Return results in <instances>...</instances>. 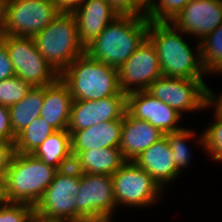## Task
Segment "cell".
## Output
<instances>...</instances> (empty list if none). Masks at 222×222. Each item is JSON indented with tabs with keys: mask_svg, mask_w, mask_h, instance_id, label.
I'll return each instance as SVG.
<instances>
[{
	"mask_svg": "<svg viewBox=\"0 0 222 222\" xmlns=\"http://www.w3.org/2000/svg\"><path fill=\"white\" fill-rule=\"evenodd\" d=\"M186 35L170 22L149 23L147 38L157 51L162 76L185 79L207 78L201 61L200 42L194 43L196 48L193 50L191 44L185 40Z\"/></svg>",
	"mask_w": 222,
	"mask_h": 222,
	"instance_id": "obj_1",
	"label": "cell"
},
{
	"mask_svg": "<svg viewBox=\"0 0 222 222\" xmlns=\"http://www.w3.org/2000/svg\"><path fill=\"white\" fill-rule=\"evenodd\" d=\"M146 16L119 15L85 48L99 62L118 69L147 38Z\"/></svg>",
	"mask_w": 222,
	"mask_h": 222,
	"instance_id": "obj_2",
	"label": "cell"
},
{
	"mask_svg": "<svg viewBox=\"0 0 222 222\" xmlns=\"http://www.w3.org/2000/svg\"><path fill=\"white\" fill-rule=\"evenodd\" d=\"M57 171L33 154L15 152L4 178L6 202L35 207Z\"/></svg>",
	"mask_w": 222,
	"mask_h": 222,
	"instance_id": "obj_3",
	"label": "cell"
},
{
	"mask_svg": "<svg viewBox=\"0 0 222 222\" xmlns=\"http://www.w3.org/2000/svg\"><path fill=\"white\" fill-rule=\"evenodd\" d=\"M60 79L69 87L73 101L100 100L121 91L118 69L92 59L86 52L68 66Z\"/></svg>",
	"mask_w": 222,
	"mask_h": 222,
	"instance_id": "obj_4",
	"label": "cell"
},
{
	"mask_svg": "<svg viewBox=\"0 0 222 222\" xmlns=\"http://www.w3.org/2000/svg\"><path fill=\"white\" fill-rule=\"evenodd\" d=\"M33 40L37 50L59 75L85 53L72 13H60L45 29L35 34Z\"/></svg>",
	"mask_w": 222,
	"mask_h": 222,
	"instance_id": "obj_5",
	"label": "cell"
},
{
	"mask_svg": "<svg viewBox=\"0 0 222 222\" xmlns=\"http://www.w3.org/2000/svg\"><path fill=\"white\" fill-rule=\"evenodd\" d=\"M76 222H112L117 209L112 177L80 173L76 196Z\"/></svg>",
	"mask_w": 222,
	"mask_h": 222,
	"instance_id": "obj_6",
	"label": "cell"
},
{
	"mask_svg": "<svg viewBox=\"0 0 222 222\" xmlns=\"http://www.w3.org/2000/svg\"><path fill=\"white\" fill-rule=\"evenodd\" d=\"M111 177L117 207L147 209L158 204L165 191L134 161H126Z\"/></svg>",
	"mask_w": 222,
	"mask_h": 222,
	"instance_id": "obj_7",
	"label": "cell"
},
{
	"mask_svg": "<svg viewBox=\"0 0 222 222\" xmlns=\"http://www.w3.org/2000/svg\"><path fill=\"white\" fill-rule=\"evenodd\" d=\"M205 80L161 76L147 91L184 116L187 112L206 110L212 90Z\"/></svg>",
	"mask_w": 222,
	"mask_h": 222,
	"instance_id": "obj_8",
	"label": "cell"
},
{
	"mask_svg": "<svg viewBox=\"0 0 222 222\" xmlns=\"http://www.w3.org/2000/svg\"><path fill=\"white\" fill-rule=\"evenodd\" d=\"M80 189V172L73 166L58 170L35 208L44 219L76 222V196Z\"/></svg>",
	"mask_w": 222,
	"mask_h": 222,
	"instance_id": "obj_9",
	"label": "cell"
},
{
	"mask_svg": "<svg viewBox=\"0 0 222 222\" xmlns=\"http://www.w3.org/2000/svg\"><path fill=\"white\" fill-rule=\"evenodd\" d=\"M8 51L15 76L33 86H48L60 75L37 50L33 37L4 34L0 37Z\"/></svg>",
	"mask_w": 222,
	"mask_h": 222,
	"instance_id": "obj_10",
	"label": "cell"
},
{
	"mask_svg": "<svg viewBox=\"0 0 222 222\" xmlns=\"http://www.w3.org/2000/svg\"><path fill=\"white\" fill-rule=\"evenodd\" d=\"M59 14L51 0H8L5 34L33 37Z\"/></svg>",
	"mask_w": 222,
	"mask_h": 222,
	"instance_id": "obj_11",
	"label": "cell"
},
{
	"mask_svg": "<svg viewBox=\"0 0 222 222\" xmlns=\"http://www.w3.org/2000/svg\"><path fill=\"white\" fill-rule=\"evenodd\" d=\"M161 76L157 51L148 38L118 68L119 88L126 95L148 90L151 83Z\"/></svg>",
	"mask_w": 222,
	"mask_h": 222,
	"instance_id": "obj_12",
	"label": "cell"
},
{
	"mask_svg": "<svg viewBox=\"0 0 222 222\" xmlns=\"http://www.w3.org/2000/svg\"><path fill=\"white\" fill-rule=\"evenodd\" d=\"M127 111V95H117L100 100H75L72 103L67 130H82L95 124L122 119Z\"/></svg>",
	"mask_w": 222,
	"mask_h": 222,
	"instance_id": "obj_13",
	"label": "cell"
},
{
	"mask_svg": "<svg viewBox=\"0 0 222 222\" xmlns=\"http://www.w3.org/2000/svg\"><path fill=\"white\" fill-rule=\"evenodd\" d=\"M127 112L135 119L149 122L164 134L184 128L179 125L183 116L147 90L127 94Z\"/></svg>",
	"mask_w": 222,
	"mask_h": 222,
	"instance_id": "obj_14",
	"label": "cell"
},
{
	"mask_svg": "<svg viewBox=\"0 0 222 222\" xmlns=\"http://www.w3.org/2000/svg\"><path fill=\"white\" fill-rule=\"evenodd\" d=\"M170 23L200 41L222 24V2L191 0Z\"/></svg>",
	"mask_w": 222,
	"mask_h": 222,
	"instance_id": "obj_15",
	"label": "cell"
},
{
	"mask_svg": "<svg viewBox=\"0 0 222 222\" xmlns=\"http://www.w3.org/2000/svg\"><path fill=\"white\" fill-rule=\"evenodd\" d=\"M72 14L76 19L79 40L84 48L119 16L107 0H83Z\"/></svg>",
	"mask_w": 222,
	"mask_h": 222,
	"instance_id": "obj_16",
	"label": "cell"
},
{
	"mask_svg": "<svg viewBox=\"0 0 222 222\" xmlns=\"http://www.w3.org/2000/svg\"><path fill=\"white\" fill-rule=\"evenodd\" d=\"M163 137L164 133L149 122L135 119L127 111L124 113L119 149L126 161L136 160Z\"/></svg>",
	"mask_w": 222,
	"mask_h": 222,
	"instance_id": "obj_17",
	"label": "cell"
},
{
	"mask_svg": "<svg viewBox=\"0 0 222 222\" xmlns=\"http://www.w3.org/2000/svg\"><path fill=\"white\" fill-rule=\"evenodd\" d=\"M134 162L149 173L163 190L181 176L165 136L144 150Z\"/></svg>",
	"mask_w": 222,
	"mask_h": 222,
	"instance_id": "obj_18",
	"label": "cell"
},
{
	"mask_svg": "<svg viewBox=\"0 0 222 222\" xmlns=\"http://www.w3.org/2000/svg\"><path fill=\"white\" fill-rule=\"evenodd\" d=\"M123 118L95 124L91 127L73 131L71 151L73 159L81 152L89 149L119 147Z\"/></svg>",
	"mask_w": 222,
	"mask_h": 222,
	"instance_id": "obj_19",
	"label": "cell"
},
{
	"mask_svg": "<svg viewBox=\"0 0 222 222\" xmlns=\"http://www.w3.org/2000/svg\"><path fill=\"white\" fill-rule=\"evenodd\" d=\"M72 103L69 87L59 78L55 83L45 86L40 117L56 131L65 130L68 127Z\"/></svg>",
	"mask_w": 222,
	"mask_h": 222,
	"instance_id": "obj_20",
	"label": "cell"
},
{
	"mask_svg": "<svg viewBox=\"0 0 222 222\" xmlns=\"http://www.w3.org/2000/svg\"><path fill=\"white\" fill-rule=\"evenodd\" d=\"M125 162L119 147H109L81 151L72 166L80 173L112 176Z\"/></svg>",
	"mask_w": 222,
	"mask_h": 222,
	"instance_id": "obj_21",
	"label": "cell"
},
{
	"mask_svg": "<svg viewBox=\"0 0 222 222\" xmlns=\"http://www.w3.org/2000/svg\"><path fill=\"white\" fill-rule=\"evenodd\" d=\"M33 155L57 170L72 166L70 133L67 129L55 131L47 137Z\"/></svg>",
	"mask_w": 222,
	"mask_h": 222,
	"instance_id": "obj_22",
	"label": "cell"
},
{
	"mask_svg": "<svg viewBox=\"0 0 222 222\" xmlns=\"http://www.w3.org/2000/svg\"><path fill=\"white\" fill-rule=\"evenodd\" d=\"M44 94L45 86H33L21 101L9 107L10 123L15 137L40 116Z\"/></svg>",
	"mask_w": 222,
	"mask_h": 222,
	"instance_id": "obj_23",
	"label": "cell"
},
{
	"mask_svg": "<svg viewBox=\"0 0 222 222\" xmlns=\"http://www.w3.org/2000/svg\"><path fill=\"white\" fill-rule=\"evenodd\" d=\"M164 136L168 140V144L170 149L172 150L174 163L177 167V171L182 175V172L184 171V168H187L190 165V162L192 161V154L189 148L190 144H187V141H189L191 138L192 140L195 138L197 146L201 145V150L204 149V136L203 132L201 135L196 134V131L193 129L186 128V126L177 131V132H171L164 134ZM188 145V146H187Z\"/></svg>",
	"mask_w": 222,
	"mask_h": 222,
	"instance_id": "obj_24",
	"label": "cell"
},
{
	"mask_svg": "<svg viewBox=\"0 0 222 222\" xmlns=\"http://www.w3.org/2000/svg\"><path fill=\"white\" fill-rule=\"evenodd\" d=\"M56 130L40 116L28 124L14 142L15 152L33 154L38 147Z\"/></svg>",
	"mask_w": 222,
	"mask_h": 222,
	"instance_id": "obj_25",
	"label": "cell"
},
{
	"mask_svg": "<svg viewBox=\"0 0 222 222\" xmlns=\"http://www.w3.org/2000/svg\"><path fill=\"white\" fill-rule=\"evenodd\" d=\"M199 42L201 61L207 75H222V24Z\"/></svg>",
	"mask_w": 222,
	"mask_h": 222,
	"instance_id": "obj_26",
	"label": "cell"
},
{
	"mask_svg": "<svg viewBox=\"0 0 222 222\" xmlns=\"http://www.w3.org/2000/svg\"><path fill=\"white\" fill-rule=\"evenodd\" d=\"M206 108H211V110L214 108V122L207 123L209 125L202 131L204 153H207L213 160L222 162V109L212 99H210Z\"/></svg>",
	"mask_w": 222,
	"mask_h": 222,
	"instance_id": "obj_27",
	"label": "cell"
},
{
	"mask_svg": "<svg viewBox=\"0 0 222 222\" xmlns=\"http://www.w3.org/2000/svg\"><path fill=\"white\" fill-rule=\"evenodd\" d=\"M191 0H154L147 8L150 22H171Z\"/></svg>",
	"mask_w": 222,
	"mask_h": 222,
	"instance_id": "obj_28",
	"label": "cell"
},
{
	"mask_svg": "<svg viewBox=\"0 0 222 222\" xmlns=\"http://www.w3.org/2000/svg\"><path fill=\"white\" fill-rule=\"evenodd\" d=\"M32 86L13 76L0 81V105L10 107L23 99Z\"/></svg>",
	"mask_w": 222,
	"mask_h": 222,
	"instance_id": "obj_29",
	"label": "cell"
},
{
	"mask_svg": "<svg viewBox=\"0 0 222 222\" xmlns=\"http://www.w3.org/2000/svg\"><path fill=\"white\" fill-rule=\"evenodd\" d=\"M35 208L28 204L4 202L0 204V222H32Z\"/></svg>",
	"mask_w": 222,
	"mask_h": 222,
	"instance_id": "obj_30",
	"label": "cell"
},
{
	"mask_svg": "<svg viewBox=\"0 0 222 222\" xmlns=\"http://www.w3.org/2000/svg\"><path fill=\"white\" fill-rule=\"evenodd\" d=\"M119 15L145 16L147 7L140 0H107Z\"/></svg>",
	"mask_w": 222,
	"mask_h": 222,
	"instance_id": "obj_31",
	"label": "cell"
},
{
	"mask_svg": "<svg viewBox=\"0 0 222 222\" xmlns=\"http://www.w3.org/2000/svg\"><path fill=\"white\" fill-rule=\"evenodd\" d=\"M15 139L10 123L9 107L0 105V141L14 144Z\"/></svg>",
	"mask_w": 222,
	"mask_h": 222,
	"instance_id": "obj_32",
	"label": "cell"
},
{
	"mask_svg": "<svg viewBox=\"0 0 222 222\" xmlns=\"http://www.w3.org/2000/svg\"><path fill=\"white\" fill-rule=\"evenodd\" d=\"M15 76L4 41L0 38V81Z\"/></svg>",
	"mask_w": 222,
	"mask_h": 222,
	"instance_id": "obj_33",
	"label": "cell"
},
{
	"mask_svg": "<svg viewBox=\"0 0 222 222\" xmlns=\"http://www.w3.org/2000/svg\"><path fill=\"white\" fill-rule=\"evenodd\" d=\"M14 154V144L0 141V176L3 178H5V174L10 167Z\"/></svg>",
	"mask_w": 222,
	"mask_h": 222,
	"instance_id": "obj_34",
	"label": "cell"
},
{
	"mask_svg": "<svg viewBox=\"0 0 222 222\" xmlns=\"http://www.w3.org/2000/svg\"><path fill=\"white\" fill-rule=\"evenodd\" d=\"M60 13H73L83 0H51Z\"/></svg>",
	"mask_w": 222,
	"mask_h": 222,
	"instance_id": "obj_35",
	"label": "cell"
},
{
	"mask_svg": "<svg viewBox=\"0 0 222 222\" xmlns=\"http://www.w3.org/2000/svg\"><path fill=\"white\" fill-rule=\"evenodd\" d=\"M8 0H0V37L5 34Z\"/></svg>",
	"mask_w": 222,
	"mask_h": 222,
	"instance_id": "obj_36",
	"label": "cell"
},
{
	"mask_svg": "<svg viewBox=\"0 0 222 222\" xmlns=\"http://www.w3.org/2000/svg\"><path fill=\"white\" fill-rule=\"evenodd\" d=\"M211 99L222 109V92L218 95L213 91H211Z\"/></svg>",
	"mask_w": 222,
	"mask_h": 222,
	"instance_id": "obj_37",
	"label": "cell"
},
{
	"mask_svg": "<svg viewBox=\"0 0 222 222\" xmlns=\"http://www.w3.org/2000/svg\"><path fill=\"white\" fill-rule=\"evenodd\" d=\"M6 202L4 193V178L0 176V204Z\"/></svg>",
	"mask_w": 222,
	"mask_h": 222,
	"instance_id": "obj_38",
	"label": "cell"
},
{
	"mask_svg": "<svg viewBox=\"0 0 222 222\" xmlns=\"http://www.w3.org/2000/svg\"><path fill=\"white\" fill-rule=\"evenodd\" d=\"M32 222H69V221L44 219L40 216L35 215L34 218L32 219Z\"/></svg>",
	"mask_w": 222,
	"mask_h": 222,
	"instance_id": "obj_39",
	"label": "cell"
},
{
	"mask_svg": "<svg viewBox=\"0 0 222 222\" xmlns=\"http://www.w3.org/2000/svg\"><path fill=\"white\" fill-rule=\"evenodd\" d=\"M140 1L148 8L154 0H140Z\"/></svg>",
	"mask_w": 222,
	"mask_h": 222,
	"instance_id": "obj_40",
	"label": "cell"
}]
</instances>
